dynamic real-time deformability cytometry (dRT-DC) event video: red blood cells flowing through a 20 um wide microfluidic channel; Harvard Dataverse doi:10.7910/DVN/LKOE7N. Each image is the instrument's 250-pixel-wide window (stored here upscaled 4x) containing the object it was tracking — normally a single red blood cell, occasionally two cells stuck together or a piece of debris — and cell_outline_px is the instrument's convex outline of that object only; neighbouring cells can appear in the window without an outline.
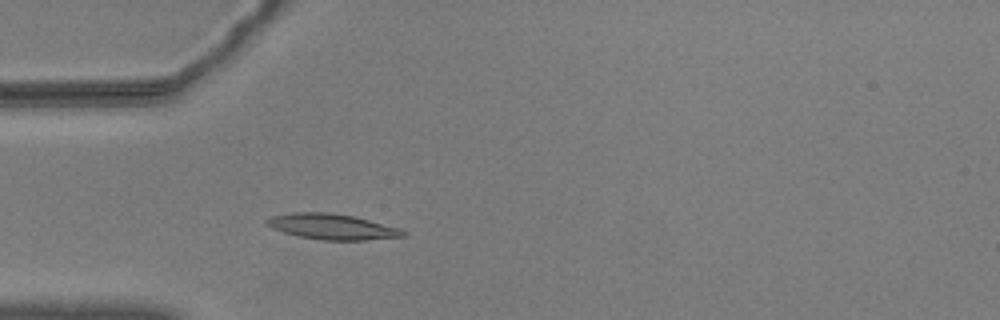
{"species": "common noctule bat (a hibernating species)", "species_latin": "Nyctalus noctula", "temperature_condition": "warm", "stored_images_in_passage": 55, "camera_frame_rate_fps": 3000, "um_per_image_px": 0.085, "animal": {"sex": "male", "body_mass_g": 20.5, "forearm_length_mm": 52.5}, "frame": {"image": 1, "passage_image": 15, "time_ms": 4.667, "image_size_px": [1000, 320], "cell_outline_px": [[408, 236], [364, 240], [324, 240], [296, 236], [272, 228], [264, 224], [264, 220], [272, 216], [292, 212], [328, 212], [352, 216], [400, 228], [408, 232]], "centroid_in_image_um": [28.22, 19.27], "position_along_channel_um": 56.8, "area_um2": 20.4}}
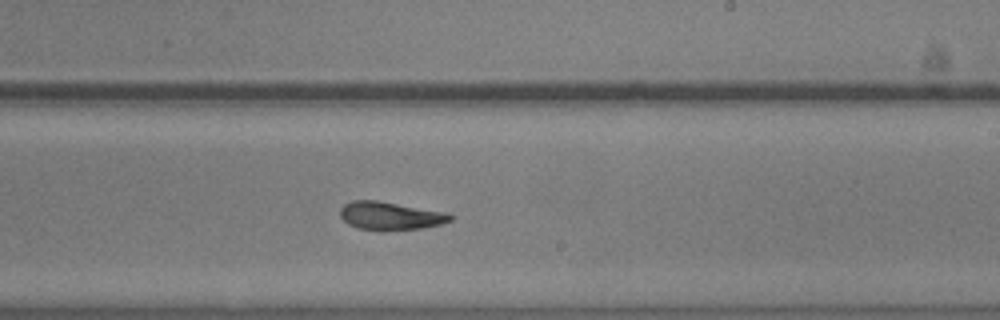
{"frame": {"image": 2, "passage_image": 32, "time_ms": 10.333, "image_size_px": [1000, 320], "cell_outline_px": [[456, 216], [452, 220], [440, 224], [420, 228], [384, 232], [380, 232], [356, 228], [348, 224], [340, 216], [340, 208], [344, 204], [352, 200], [376, 200], [448, 212]], "centroid_in_image_um": [33.18, 18.36], "position_along_channel_um": 255.8, "area_um2": 18.55}}
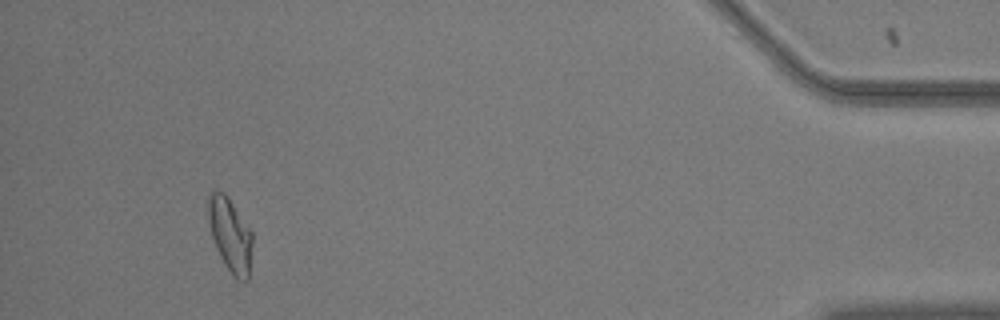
{"frame": {"image": 3, "passage_image": 51, "time_ms": 16.667, "image_size_px": [1000, 320], "cell_outline_px": [[252, 244], [248, 280], [240, 280], [232, 276], [224, 264], [216, 248], [212, 236], [208, 220], [208, 196], [212, 192], [224, 192], [252, 232]], "centroid_in_image_um": [19.56, 19.99], "position_along_channel_um": 415.6, "area_um2": 18.67}, "authors_computed_cell_mechanics": {"area_um2": 18.5538, "velocity_mm_per_s": 3.5838, "shape_relaxation_time_tau1_ms": null, "shape_relaxation_time_tau2_ms": 3.6101, "deformation_change_tau1": null, "deformation_change_tau2": 0.1044}}